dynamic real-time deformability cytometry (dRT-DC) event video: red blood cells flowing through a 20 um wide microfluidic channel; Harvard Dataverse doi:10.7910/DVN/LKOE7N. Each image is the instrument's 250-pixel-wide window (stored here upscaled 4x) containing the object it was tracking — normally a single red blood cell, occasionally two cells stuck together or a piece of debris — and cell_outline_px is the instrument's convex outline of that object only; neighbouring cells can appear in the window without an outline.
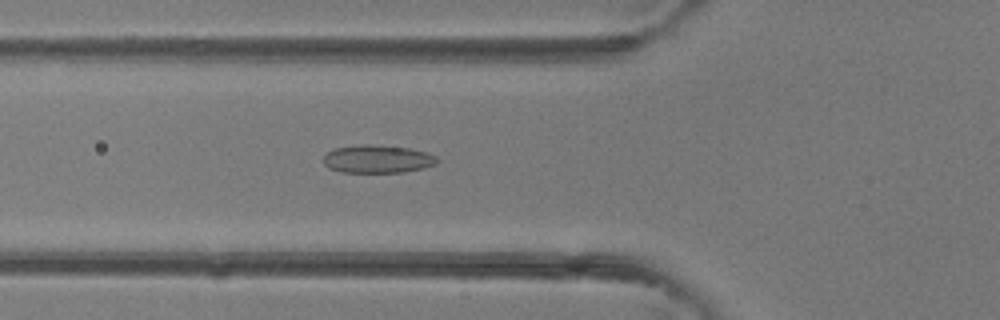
{"species": "common noctule bat (a hibernating species)", "species_latin": "Nyctalus noctula", "temperature_condition": "room temperature", "stored_images_in_passage": 27, "camera_frame_rate_fps": 3000, "um_per_image_px": 0.085, "animal": {"sex": "female"}, "frame": {"image": 1, "passage_image": 2, "time_ms": 0.333, "image_size_px": [1000, 320], "cell_outline_px": [[436, 164], [424, 168], [404, 172], [340, 172], [328, 168], [324, 164], [324, 156], [328, 152], [336, 148], [360, 144], [368, 144], [408, 148], [428, 152], [436, 156]], "centroid_in_image_um": [32.08, 13.52], "position_along_channel_um": 93.7, "area_um2": 18.5}}
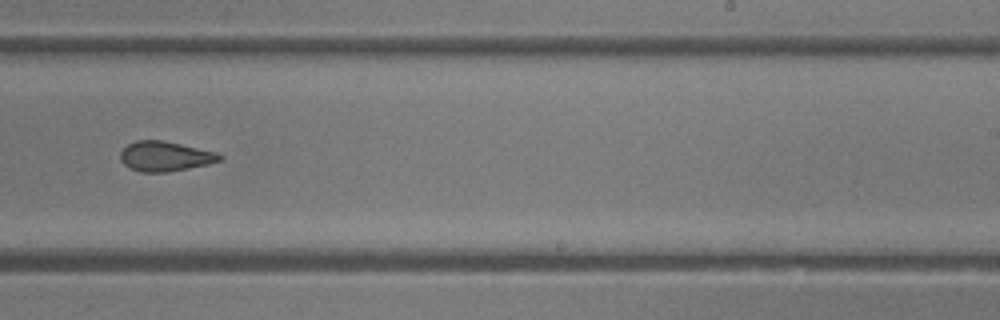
{"frame": {"image": 2, "passage_image": 13, "time_ms": 4.0, "image_size_px": [1000, 320], "cell_outline_px": [[224, 156], [220, 160], [208, 164], [188, 168], [164, 172], [140, 172], [128, 168], [120, 160], [120, 152], [128, 144], [136, 140], [164, 140], [216, 152]], "centroid_in_image_um": [14.0, 13.28], "position_along_channel_um": 275.0, "area_um2": 17.28}}
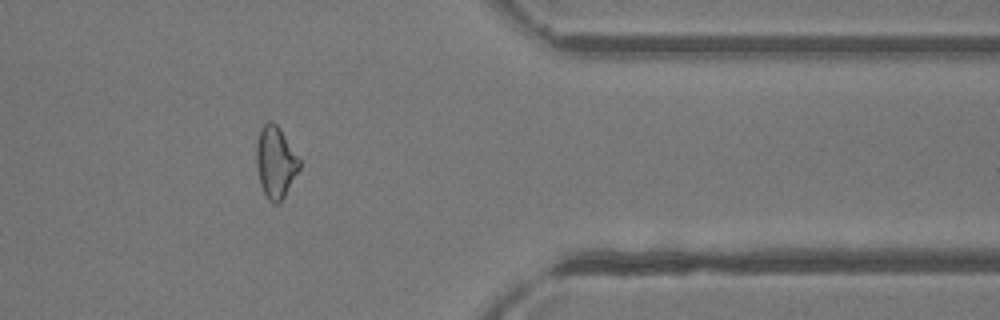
{"frame": {"image": 3, "passage_image": 21, "time_ms": 6.667, "image_size_px": [1000, 320], "cell_outline_px": [[300, 168], [280, 204], [272, 204], [268, 200], [260, 184], [256, 168], [256, 144], [260, 128], [268, 120], [272, 120], [280, 128], [300, 160]], "centroid_in_image_um": [23.4, 13.79], "position_along_channel_um": 388.0, "area_um2": 18.15}}